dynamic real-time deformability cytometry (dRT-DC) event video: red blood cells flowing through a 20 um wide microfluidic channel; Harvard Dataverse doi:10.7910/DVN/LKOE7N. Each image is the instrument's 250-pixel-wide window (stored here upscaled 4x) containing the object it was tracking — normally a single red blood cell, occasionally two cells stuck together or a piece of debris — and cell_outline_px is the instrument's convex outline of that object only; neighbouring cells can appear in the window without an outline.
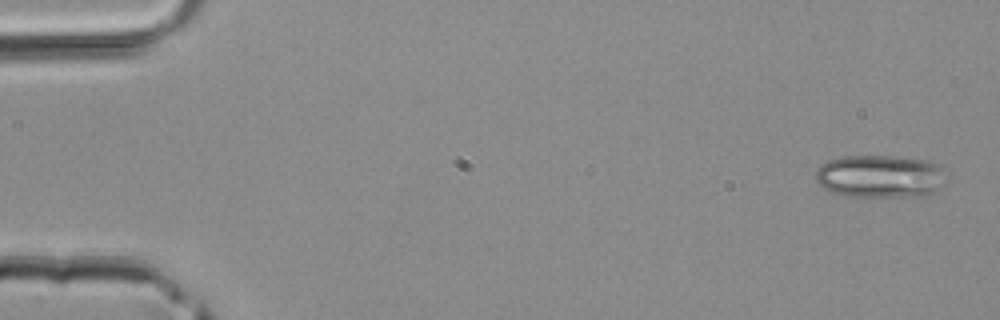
{"species": "common noctule bat (a hibernating species)", "species_latin": "Nyctalus noctula", "temperature_condition": "room temperature", "stored_images_in_passage": 5, "camera_frame_rate_fps": 3000, "um_per_image_px": 0.085, "animal": {"sex": "male", "body_mass_g": 20.4}, "frame": {"image": 1, "passage_image": 1, "time_ms": 0.0, "image_size_px": [1000, 320], "cell_outline_px": [[944, 184], [932, 192], [924, 196], [844, 196], [832, 192], [824, 188], [816, 180], [816, 168], [828, 160], [840, 156], [896, 156], [932, 160], [940, 164]], "centroid_in_image_um": [74.79, 14.97], "position_along_channel_um": 10.2, "area_um2": 32.71}}